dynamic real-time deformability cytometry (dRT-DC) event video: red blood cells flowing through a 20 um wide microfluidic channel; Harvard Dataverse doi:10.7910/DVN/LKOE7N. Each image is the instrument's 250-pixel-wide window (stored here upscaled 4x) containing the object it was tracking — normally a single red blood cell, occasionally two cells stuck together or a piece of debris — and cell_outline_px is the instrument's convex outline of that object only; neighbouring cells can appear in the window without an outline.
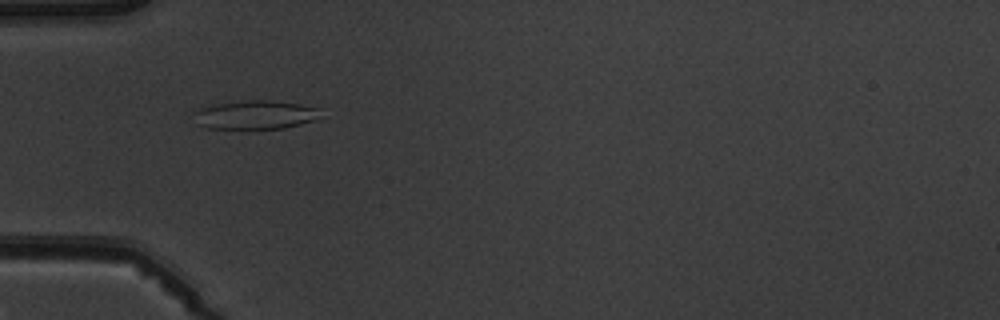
{"species": "common noctule bat (a hibernating species)", "species_latin": "Nyctalus noctula", "temperature_condition": "warm", "stored_images_in_passage": 6, "camera_frame_rate_fps": 3000, "um_per_image_px": 0.085, "animal": {"sex": "male", "body_mass_g": 19.5, "forearm_length_mm": 54.6}, "frame": {"image": 1, "passage_image": 5, "time_ms": 4.667, "image_size_px": [1000, 320], "cell_outline_px": [[320, 108], [316, 120], [284, 128], [208, 128], [196, 124], [192, 112], [200, 108], [216, 104], [248, 100], [272, 100], [300, 104]], "centroid_in_image_um": [21.67, 9.75], "position_along_channel_um": 63.3, "area_um2": 21.1}}
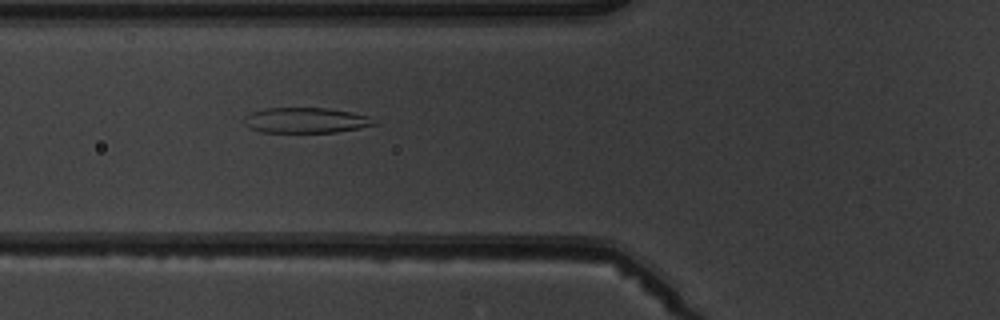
{"frame": {"image": 2, "passage_image": 6, "time_ms": 5.667, "image_size_px": [1000, 320], "cell_outline_px": [[376, 124], [360, 128], [336, 132], [260, 132], [248, 128], [240, 120], [248, 112], [264, 108], [328, 108], [352, 112], [368, 116], [376, 120]], "centroid_in_image_um": [25.91, 10.22], "position_along_channel_um": 99.9, "area_um2": 19.59}}